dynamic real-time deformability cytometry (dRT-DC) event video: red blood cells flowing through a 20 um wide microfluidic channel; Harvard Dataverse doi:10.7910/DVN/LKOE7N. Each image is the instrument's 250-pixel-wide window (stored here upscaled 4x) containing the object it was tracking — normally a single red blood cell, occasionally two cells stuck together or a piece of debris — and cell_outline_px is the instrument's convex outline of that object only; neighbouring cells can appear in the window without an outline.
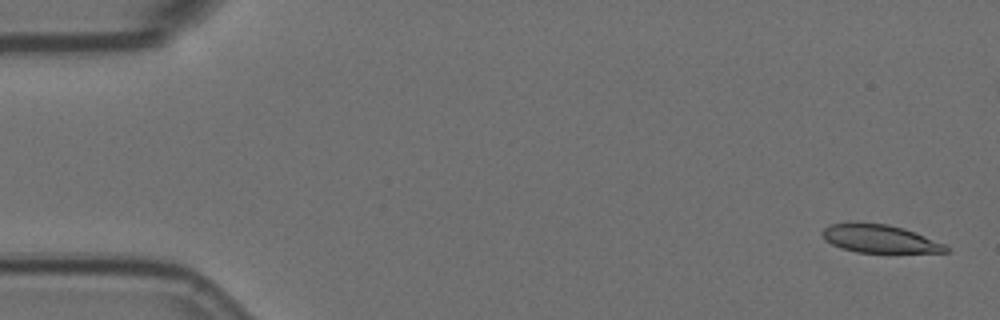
{"species": "Egyptian fruit bat (a non-hibernating species)", "species_latin": "Rousettus aegyptiacus", "temperature_condition": "room temperature", "stored_images_in_passage": 5, "camera_frame_rate_fps": 3000, "um_per_image_px": 0.085, "animal": {"sex": "female"}, "frame": {"image": 1, "passage_image": 1, "time_ms": 0.0, "image_size_px": [1000, 320], "cell_outline_px": [[948, 252], [856, 252], [840, 248], [824, 240], [820, 232], [828, 224], [888, 224], [904, 228], [916, 232], [944, 244], [948, 248]], "centroid_in_image_um": [74.75, 20.3], "position_along_channel_um": 10.3, "area_um2": 19.83}}